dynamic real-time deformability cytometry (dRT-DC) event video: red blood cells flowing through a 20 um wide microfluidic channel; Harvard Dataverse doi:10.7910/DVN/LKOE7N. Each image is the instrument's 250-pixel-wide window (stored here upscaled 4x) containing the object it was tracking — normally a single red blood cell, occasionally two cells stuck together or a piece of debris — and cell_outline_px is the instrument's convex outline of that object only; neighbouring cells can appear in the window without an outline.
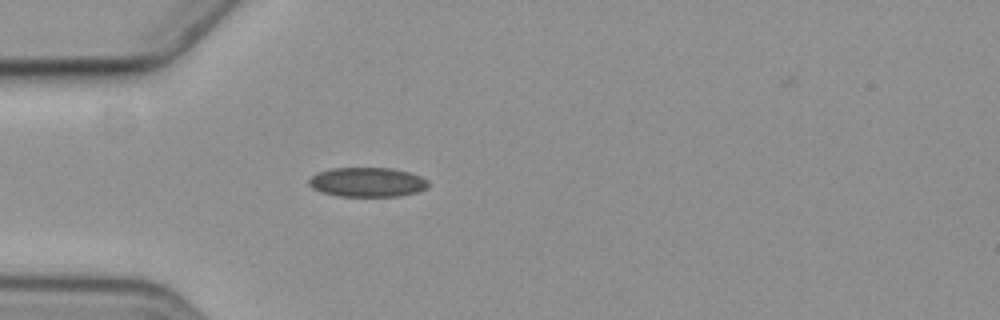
{"species": "common noctule bat (a hibernating species)", "species_latin": "Nyctalus noctula", "temperature_condition": "cold", "stored_images_in_passage": 6, "camera_frame_rate_fps": 3000, "um_per_image_px": 0.085, "animal": {"sex": "female", "body_mass_g": 19.3, "forearm_length_mm": 54.1}, "frame": {"image": 1, "passage_image": 5, "time_ms": 5.0, "image_size_px": [1000, 320], "cell_outline_px": [[428, 188], [416, 192], [400, 196], [340, 196], [320, 192], [312, 188], [308, 184], [308, 180], [312, 176], [320, 172], [332, 168], [392, 168], [408, 172], [420, 176], [428, 180]], "centroid_in_image_um": [31.22, 15.49], "position_along_channel_um": 53.8, "area_um2": 20.46}}